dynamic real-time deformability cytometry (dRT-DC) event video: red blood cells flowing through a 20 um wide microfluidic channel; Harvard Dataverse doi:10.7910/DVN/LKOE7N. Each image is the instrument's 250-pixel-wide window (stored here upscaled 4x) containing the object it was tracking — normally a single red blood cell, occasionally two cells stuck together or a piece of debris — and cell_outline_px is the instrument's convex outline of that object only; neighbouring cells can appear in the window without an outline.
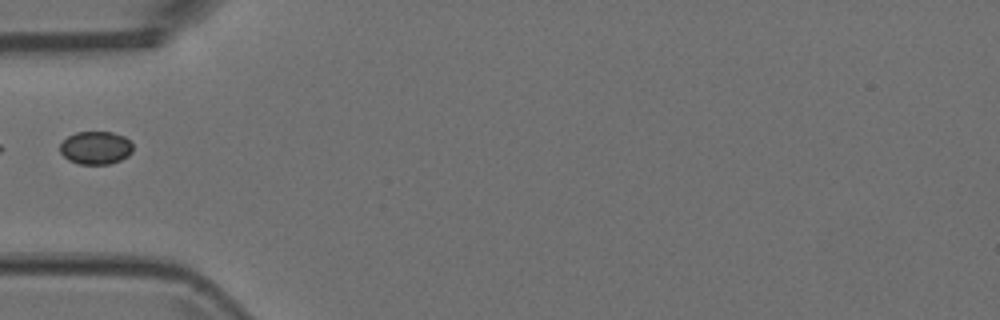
{"species": "Egyptian fruit bat (a non-hibernating species)", "species_latin": "Rousettus aegyptiacus", "temperature_condition": "room temperature", "stored_images_in_passage": 4, "segment_of_instrument_passage": [2, 2], "camera_frame_rate_fps": 3000, "um_per_image_px": 0.085, "animal": {"sex": "female"}, "frame": {"image": 1, "passage_image": 2, "time_ms": 0.333, "image_size_px": [1000, 320], "cell_outline_px": [[132, 152], [128, 156], [120, 160], [108, 164], [80, 164], [68, 160], [60, 152], [60, 144], [68, 136], [76, 132], [112, 132], [124, 136], [132, 144]], "centroid_in_image_um": [8.13, 12.56], "position_along_channel_um": 76.9, "area_um2": 13.99}}
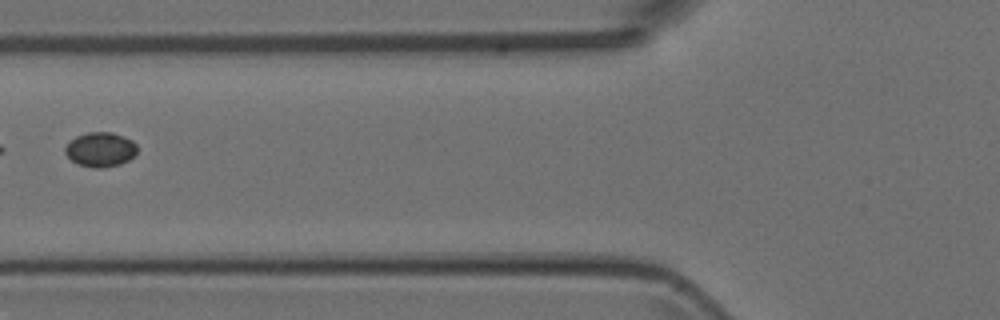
{"frame": {"image": 2, "passage_image": 3, "time_ms": 0.667, "image_size_px": [1000, 320], "cell_outline_px": [[136, 152], [128, 160], [120, 164], [104, 168], [96, 168], [76, 164], [64, 152], [64, 148], [76, 136], [88, 132], [112, 132], [124, 136], [132, 140], [136, 144]], "centroid_in_image_um": [8.53, 12.71], "position_along_channel_um": 117.3, "area_um2": 14.45}}
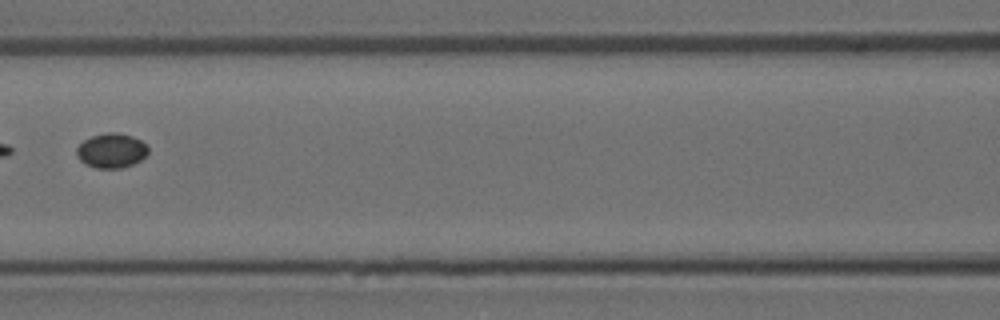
{"frame": {"image": 3, "passage_image": 4, "time_ms": 1.0, "image_size_px": [1000, 320], "cell_outline_px": [[148, 152], [140, 160], [132, 164], [120, 168], [96, 168], [84, 164], [76, 156], [76, 148], [84, 140], [92, 136], [108, 132], [116, 132], [132, 136], [148, 144]], "centroid_in_image_um": [9.46, 12.8], "position_along_channel_um": 157.1, "area_um2": 14.45}}